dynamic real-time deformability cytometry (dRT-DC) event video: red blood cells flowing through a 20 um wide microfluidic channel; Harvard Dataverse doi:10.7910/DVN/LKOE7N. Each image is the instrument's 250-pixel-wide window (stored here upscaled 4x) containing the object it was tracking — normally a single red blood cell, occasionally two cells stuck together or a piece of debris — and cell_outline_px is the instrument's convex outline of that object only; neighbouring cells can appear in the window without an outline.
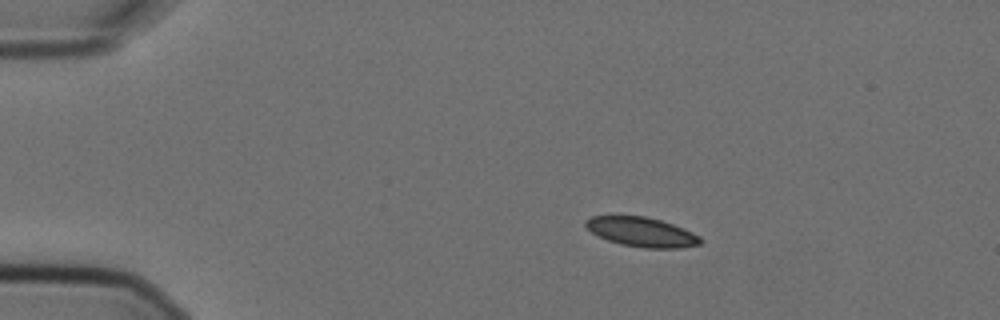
{"species": "Egyptian fruit bat (a non-hibernating species)", "species_latin": "Rousettus aegyptiacus", "temperature_condition": "cold", "stored_images_in_passage": 3, "camera_frame_rate_fps": 3000, "um_per_image_px": 0.085, "animal": {"sex": "female"}, "frame": {"image": 1, "passage_image": 1, "time_ms": 0.0, "image_size_px": [1000, 320], "cell_outline_px": [[704, 240], [700, 244], [680, 248], [644, 248], [620, 244], [608, 240], [592, 232], [584, 224], [584, 220], [592, 216], [644, 216], [660, 220], [684, 228], [700, 236]], "centroid_in_image_um": [54.57, 19.72], "position_along_channel_um": 30.4, "area_um2": 19.65}}